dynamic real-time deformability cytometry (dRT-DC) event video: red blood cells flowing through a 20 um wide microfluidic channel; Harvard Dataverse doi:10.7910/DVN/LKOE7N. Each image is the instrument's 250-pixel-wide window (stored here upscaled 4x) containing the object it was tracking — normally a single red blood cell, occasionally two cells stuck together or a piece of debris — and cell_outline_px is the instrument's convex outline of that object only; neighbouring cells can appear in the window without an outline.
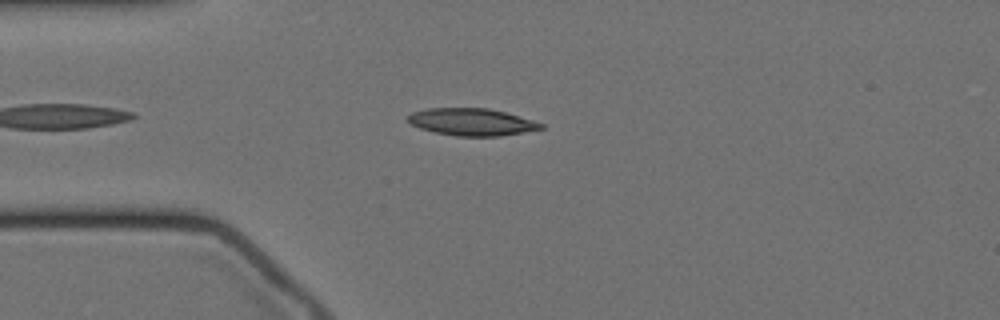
{"species": "Egyptian fruit bat (a non-hibernating species)", "species_latin": "Rousettus aegyptiacus", "temperature_condition": "cold", "stored_images_in_passage": 51, "camera_frame_rate_fps": 3000, "um_per_image_px": 0.085, "animal": {"sex": "female"}, "frame": {"image": 1, "passage_image": 7, "time_ms": 2.0, "image_size_px": [1000, 320], "cell_outline_px": [[544, 128], [500, 136], [456, 136], [436, 132], [420, 128], [404, 120], [412, 112], [428, 108], [488, 108], [504, 112], [532, 120], [544, 124]], "centroid_in_image_um": [40.06, 10.36], "position_along_channel_um": 44.9, "area_um2": 20.92}}
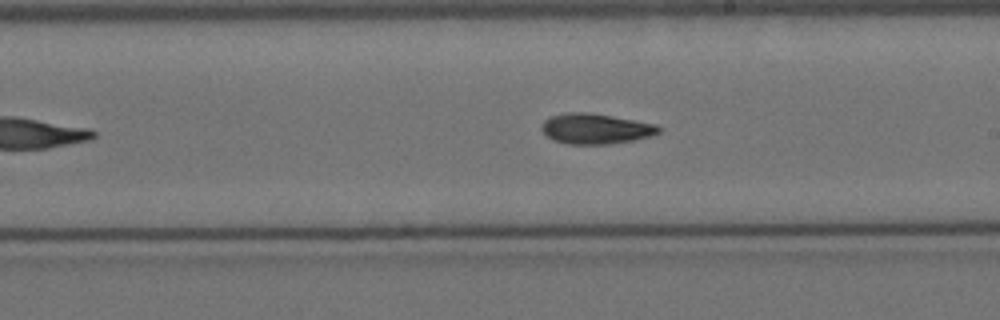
{"frame": {"image": 2, "passage_image": 25, "time_ms": 8.0, "image_size_px": [1000, 320], "cell_outline_px": [[664, 128], [660, 132], [652, 136], [632, 140], [608, 144], [568, 144], [552, 140], [540, 128], [544, 120], [552, 116], [568, 112], [588, 112], [612, 116], [656, 124]], "centroid_in_image_um": [50.65, 10.94], "position_along_channel_um": 238.4, "area_um2": 20.75}}
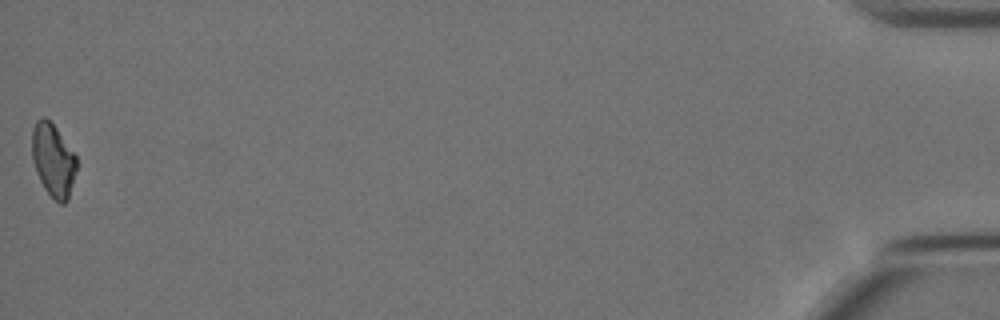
{"frame": {"image": 3, "passage_image": 51, "time_ms": 16.667, "image_size_px": [1000, 320], "cell_outline_px": [[76, 168], [68, 200], [64, 204], [60, 204], [44, 188], [36, 172], [32, 160], [32, 128], [36, 120], [40, 116], [44, 116], [56, 128], [76, 156]], "centroid_in_image_um": [4.49, 13.59], "position_along_channel_um": 430.7, "area_um2": 18.79}, "authors_computed_cell_mechanics": {"area_um2": 20.23, "velocity_mm_per_s": 3.4313, "shape_relaxation_time_tau1_ms": 10.1988, "shape_relaxation_time_tau2_ms": 9.4875, "deformation_change_tau1": 0.2286, "deformation_change_tau2": 0.1706}}